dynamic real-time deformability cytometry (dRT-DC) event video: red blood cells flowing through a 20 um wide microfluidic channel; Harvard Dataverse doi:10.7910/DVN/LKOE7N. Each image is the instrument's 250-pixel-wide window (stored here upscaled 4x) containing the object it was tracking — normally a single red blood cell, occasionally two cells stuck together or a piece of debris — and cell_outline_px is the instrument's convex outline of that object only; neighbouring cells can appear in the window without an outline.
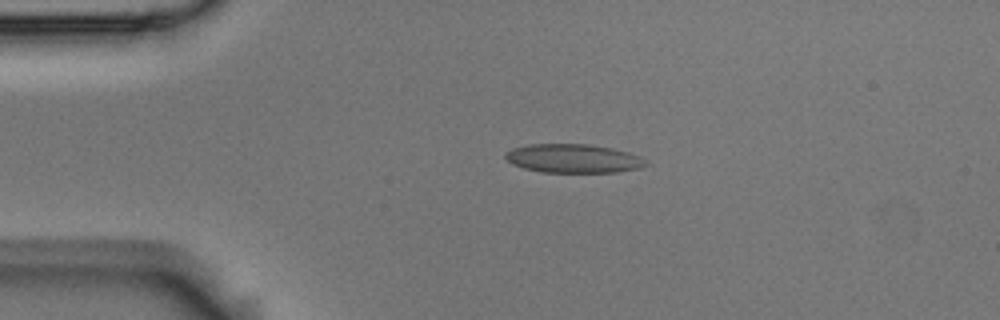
{"species": "Egyptian fruit bat (a non-hibernating species)", "species_latin": "Rousettus aegyptiacus", "temperature_condition": "room temperature", "stored_images_in_passage": 4, "camera_frame_rate_fps": 3000, "um_per_image_px": 0.085, "animal": {"sex": "male"}, "frame": {"image": 1, "passage_image": 3, "time_ms": 0.667, "image_size_px": [1000, 320], "cell_outline_px": [[648, 164], [640, 168], [616, 172], [540, 172], [524, 168], [512, 164], [504, 156], [512, 148], [528, 144], [588, 144], [612, 148], [628, 152], [640, 156]], "centroid_in_image_um": [48.73, 13.47], "position_along_channel_um": 36.3, "area_um2": 23.47}}